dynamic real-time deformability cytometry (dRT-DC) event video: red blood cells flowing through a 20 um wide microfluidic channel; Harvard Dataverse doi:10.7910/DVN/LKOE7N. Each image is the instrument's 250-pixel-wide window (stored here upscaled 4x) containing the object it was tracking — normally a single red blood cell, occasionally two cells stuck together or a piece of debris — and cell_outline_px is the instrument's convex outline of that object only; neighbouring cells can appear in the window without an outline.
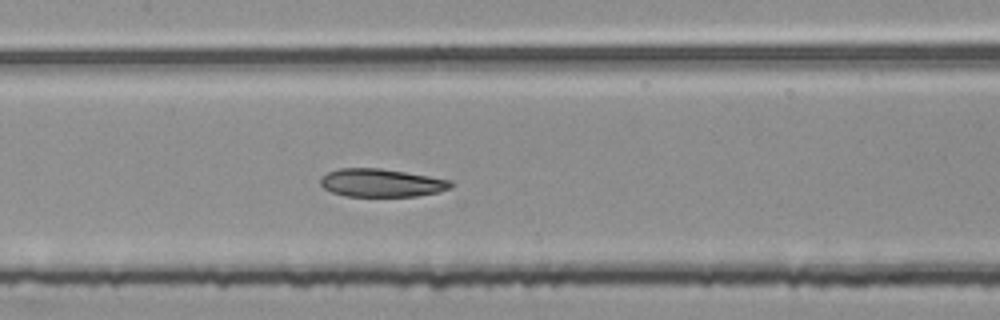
{"species": "common noctule bat (a hibernating species)", "species_latin": "Nyctalus noctula", "temperature_condition": "room temperature", "stored_images_in_passage": 52, "segment_of_instrument_passage": [2, 2], "camera_frame_rate_fps": 3000, "um_per_image_px": 0.085, "animal": {"sex": "female", "body_mass_g": 25.1}, "frame": {"image": 1, "passage_image": 25, "time_ms": 8.0, "image_size_px": [1000, 320], "cell_outline_px": [[452, 188], [440, 192], [416, 196], [348, 196], [332, 192], [324, 188], [320, 184], [320, 176], [328, 172], [340, 168], [380, 168], [452, 180]], "centroid_in_image_um": [32.42, 15.54], "position_along_channel_um": 175.0, "area_um2": 21.33}}
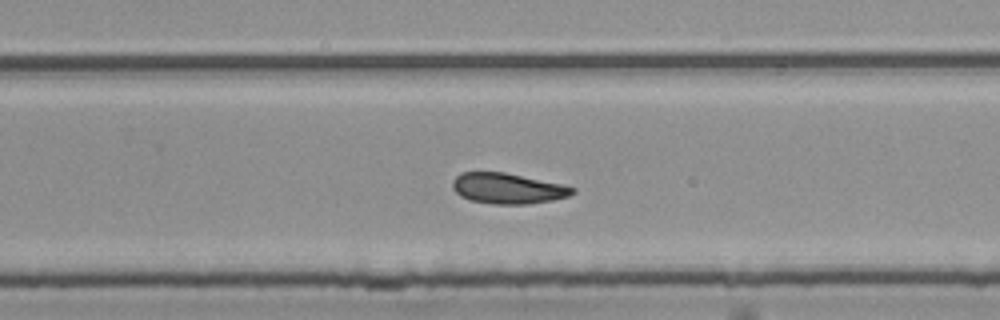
{"frame": {"image": 2, "passage_image": 34, "time_ms": 11.0, "image_size_px": [1000, 320], "cell_outline_px": [[576, 192], [568, 196], [552, 200], [528, 204], [492, 204], [468, 200], [460, 196], [452, 188], [452, 180], [460, 172], [504, 172], [560, 184], [576, 188]], "centroid_in_image_um": [43.11, 16.02], "position_along_channel_um": 286.7, "area_um2": 21.39}}
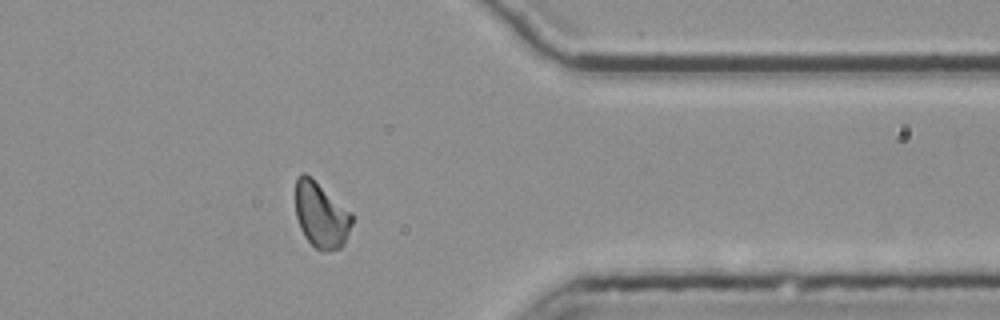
{"frame": {"image": 3, "passage_image": 43, "time_ms": 14.0, "image_size_px": [1000, 320], "cell_outline_px": [[352, 224], [344, 244], [340, 248], [328, 252], [320, 252], [304, 236], [300, 228], [296, 216], [296, 176], [300, 172], [304, 172], [352, 212]], "centroid_in_image_um": [27.29, 18.3], "position_along_channel_um": 384.1, "area_um2": 21.62}}